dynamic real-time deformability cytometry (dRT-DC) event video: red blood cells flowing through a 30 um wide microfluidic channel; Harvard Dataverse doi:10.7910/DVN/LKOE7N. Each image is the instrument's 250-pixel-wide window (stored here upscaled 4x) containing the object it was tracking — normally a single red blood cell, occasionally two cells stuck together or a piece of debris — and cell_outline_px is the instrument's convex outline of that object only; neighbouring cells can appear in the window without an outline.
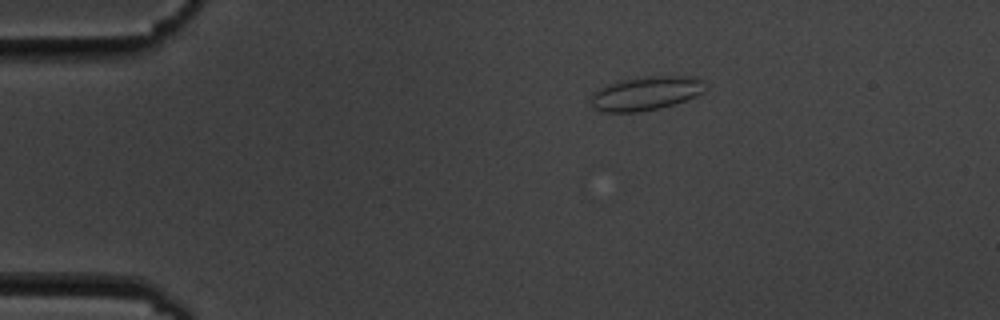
{"species": "common noctule bat (a hibernating species)", "species_latin": "Nyctalus noctula", "temperature_condition": "cold", "stored_images_in_passage": 5, "camera_frame_rate_fps": 3000, "um_per_image_px": 0.085, "animal": {"sex": "male", "body_mass_g": 19.5, "forearm_length_mm": 54.6}, "frame": {"image": 1, "passage_image": 1, "time_ms": 0.0, "image_size_px": [1000, 320], "cell_outline_px": [[708, 88], [704, 92], [688, 100], [660, 108], [636, 112], [604, 112], [592, 108], [592, 96], [596, 88], [620, 80], [648, 76], [696, 76]], "centroid_in_image_um": [54.92, 7.93], "position_along_channel_um": 30.1, "area_um2": 22.77}}
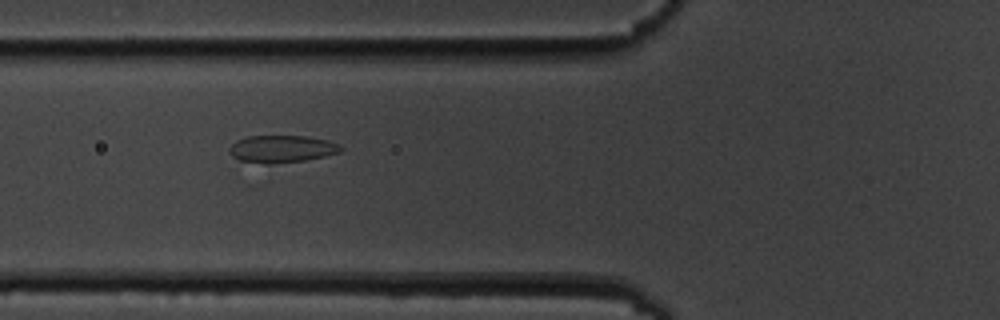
{"frame": {"image": 2, "passage_image": 4, "time_ms": 3.667, "image_size_px": [1000, 320], "cell_outline_px": [[344, 148], [340, 152], [324, 156], [304, 160], [272, 164], [268, 164], [240, 160], [232, 156], [228, 148], [236, 140], [248, 136], [304, 136], [328, 140], [340, 144]], "centroid_in_image_um": [23.96, 12.65], "position_along_channel_um": 101.8, "area_um2": 17.69}}
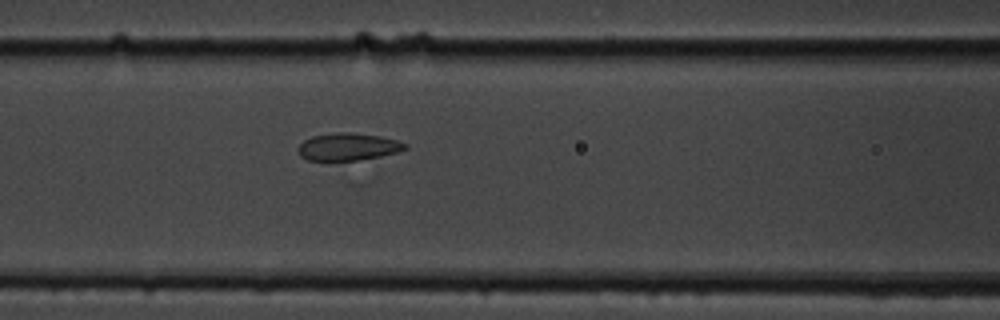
{"frame": {"image": 3, "passage_image": 5, "time_ms": 4.667, "image_size_px": [1000, 320], "cell_outline_px": [[408, 148], [396, 152], [380, 156], [356, 160], [308, 160], [300, 156], [296, 148], [304, 140], [312, 136], [336, 132], [348, 132], [380, 136], [396, 140], [408, 144]], "centroid_in_image_um": [29.56, 12.47], "position_along_channel_um": 137.0, "area_um2": 16.99}}